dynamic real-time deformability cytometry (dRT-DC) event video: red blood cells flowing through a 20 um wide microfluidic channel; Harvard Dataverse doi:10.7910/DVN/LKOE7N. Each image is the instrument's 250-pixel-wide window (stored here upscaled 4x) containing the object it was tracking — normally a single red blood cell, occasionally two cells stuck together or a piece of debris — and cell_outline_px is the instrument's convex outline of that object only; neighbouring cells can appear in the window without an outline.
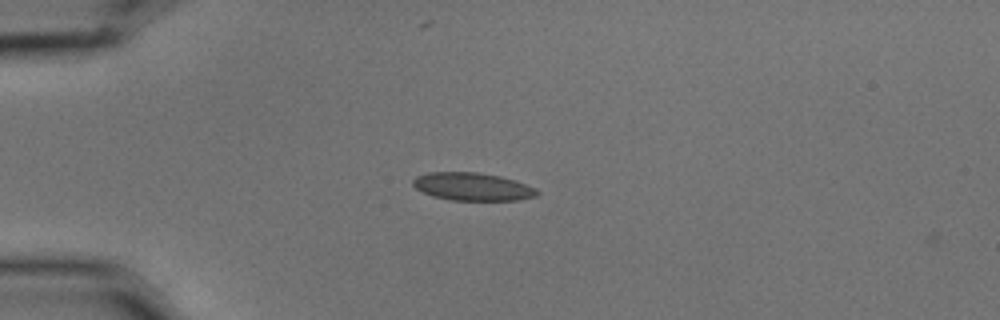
{"species": "common noctule bat (a hibernating species)", "species_latin": "Nyctalus noctula", "temperature_condition": "cold", "stored_images_in_passage": 2, "camera_frame_rate_fps": 3000, "um_per_image_px": 0.085, "animal": {"sex": "male", "body_mass_g": 15.6}, "frame": {"image": 1, "passage_image": 1, "time_ms": 0.0, "image_size_px": [1000, 320], "cell_outline_px": [[540, 192], [536, 196], [516, 200], [452, 200], [432, 196], [416, 188], [412, 184], [412, 180], [416, 176], [428, 172], [480, 172], [500, 176], [516, 180], [536, 188]], "centroid_in_image_um": [40.17, 15.85], "position_along_channel_um": 44.8, "area_um2": 20.23}}